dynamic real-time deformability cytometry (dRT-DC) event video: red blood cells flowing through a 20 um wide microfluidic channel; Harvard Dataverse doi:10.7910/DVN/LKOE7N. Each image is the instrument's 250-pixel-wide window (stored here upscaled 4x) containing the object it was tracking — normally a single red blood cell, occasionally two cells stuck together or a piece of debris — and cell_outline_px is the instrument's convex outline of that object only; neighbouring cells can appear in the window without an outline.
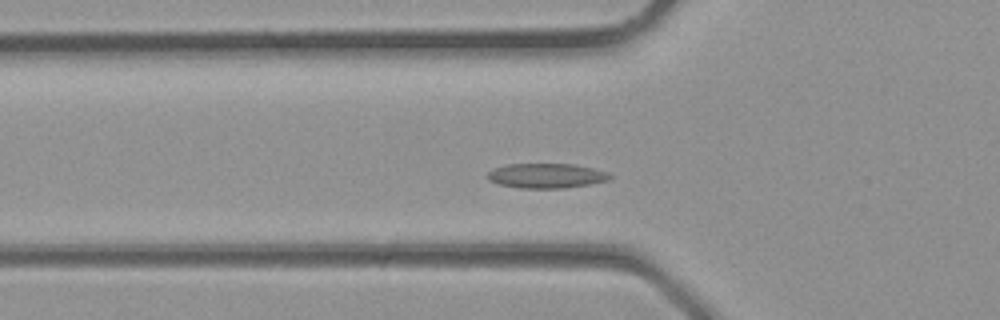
{"species": "common noctule bat (a hibernating species)", "species_latin": "Nyctalus noctula", "temperature_condition": "room temperature", "stored_images_in_passage": 32, "camera_frame_rate_fps": 3000, "um_per_image_px": 0.085, "animal": {"sex": "male", "body_mass_g": 23.1, "forearm_length_mm": 52.7}, "frame": {"image": 1, "passage_image": 9, "time_ms": 2.667, "image_size_px": [1000, 320], "cell_outline_px": [[612, 176], [608, 180], [592, 184], [564, 188], [520, 188], [500, 184], [488, 180], [484, 176], [492, 168], [504, 164], [576, 164], [608, 172]], "centroid_in_image_um": [46.4, 14.93], "position_along_channel_um": 79.4, "area_um2": 17.86}}
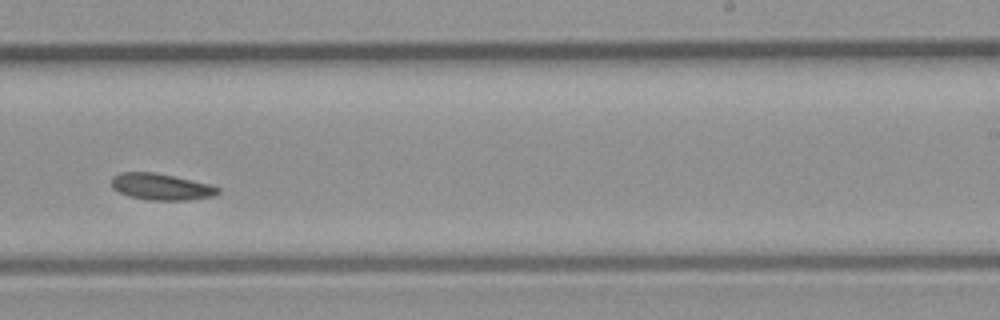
{"frame": {"image": 2, "passage_image": 19, "time_ms": 6.0, "image_size_px": [1000, 320], "cell_outline_px": [[220, 192], [212, 196], [188, 200], [148, 200], [128, 196], [112, 188], [112, 176], [120, 172], [156, 172], [208, 184], [220, 188]], "centroid_in_image_um": [13.66, 15.87], "position_along_channel_um": 275.3, "area_um2": 16.36}}
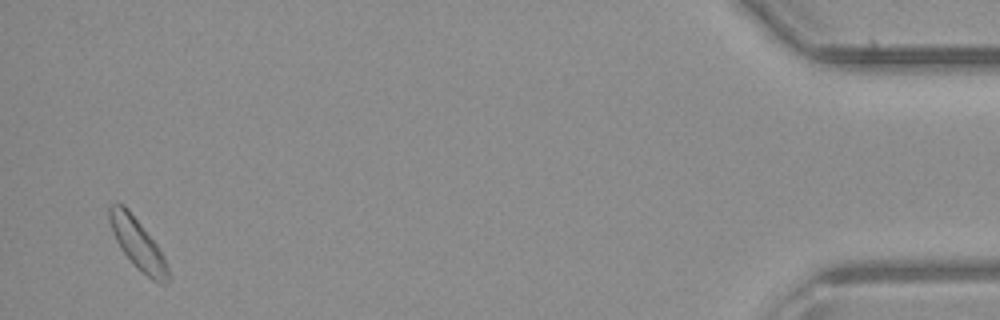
{"frame": {"image": 3, "passage_image": 31, "time_ms": 10.0, "image_size_px": [1000, 320], "cell_outline_px": [[168, 280], [164, 284], [160, 284], [152, 280], [136, 268], [120, 248], [112, 232], [108, 216], [108, 208], [112, 204], [124, 204], [128, 208], [160, 248], [164, 256], [168, 268]], "centroid_in_image_um": [11.7, 20.72], "position_along_channel_um": 423.5, "area_um2": 17.34}}